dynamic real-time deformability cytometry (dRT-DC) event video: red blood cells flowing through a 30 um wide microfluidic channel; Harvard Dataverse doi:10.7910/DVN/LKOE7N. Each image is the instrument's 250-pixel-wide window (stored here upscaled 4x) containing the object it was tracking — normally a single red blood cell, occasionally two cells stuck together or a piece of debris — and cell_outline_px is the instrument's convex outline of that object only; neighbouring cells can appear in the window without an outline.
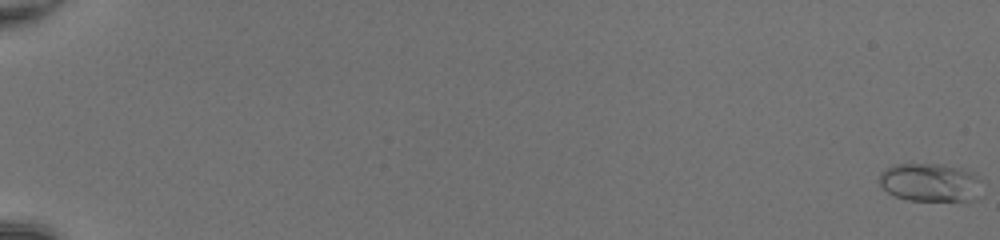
{"species": "common noctule bat (a hibernating species)", "species_latin": "Nyctalus noctula", "temperature_condition": "room temperature", "stored_images_in_passage": 53, "camera_frame_rate_fps": 3000, "um_per_image_px": 0.085, "animal": {"sex": "female", "body_mass_g": 20.0, "forearm_length_mm": 54.0}, "frame": {"image": 1, "passage_image": 1, "time_ms": 0.0, "image_size_px": [1000, 240], "cell_outline_px": [[980, 196], [976, 200], [908, 200], [896, 196], [888, 192], [880, 184], [880, 172], [896, 164], [944, 164], [976, 172], [980, 180]], "centroid_in_image_um": [79.12, 15.5], "position_along_channel_um": 5.9, "area_um2": 23.0}}
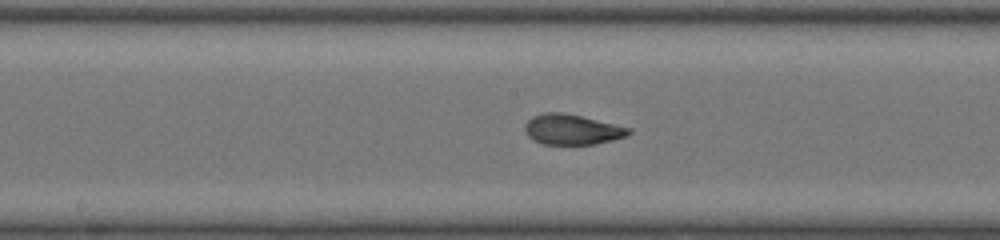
{"frame": {"image": 2, "passage_image": 31, "time_ms": 10.0, "image_size_px": [1000, 240], "cell_outline_px": [[632, 132], [624, 136], [612, 140], [596, 144], [544, 144], [532, 140], [528, 136], [524, 128], [524, 124], [532, 116], [544, 112], [560, 112], [580, 116], [632, 128]], "centroid_in_image_um": [48.59, 11.0], "position_along_channel_um": 199.6, "area_um2": 18.26}}
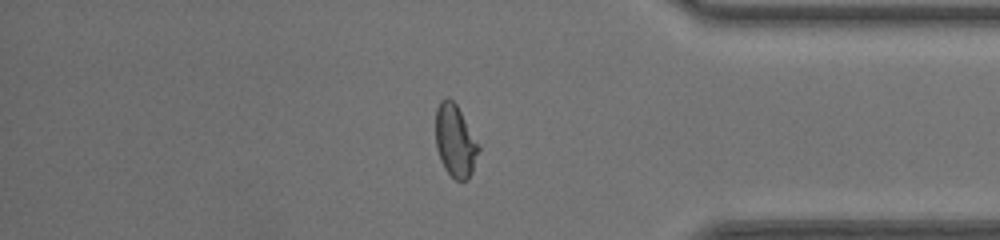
{"frame": {"image": 3, "passage_image": 46, "time_ms": 15.0, "image_size_px": [1000, 240], "cell_outline_px": [[480, 148], [472, 172], [468, 180], [456, 180], [444, 168], [440, 160], [436, 148], [436, 108], [440, 100], [448, 96], [456, 104]], "centroid_in_image_um": [38.67, 11.98], "position_along_channel_um": 396.5, "area_um2": 17.92}, "authors_computed_cell_mechanics": {"area_um2": 18.6116, "velocity_mm_per_s": 4.2401, "shape_relaxation_time_tau1_ms": 5.1387, "shape_relaxation_time_tau2_ms": 0.9329, "deformation_change_tau1": 0.2399, "deformation_change_tau2": 0.0751}}